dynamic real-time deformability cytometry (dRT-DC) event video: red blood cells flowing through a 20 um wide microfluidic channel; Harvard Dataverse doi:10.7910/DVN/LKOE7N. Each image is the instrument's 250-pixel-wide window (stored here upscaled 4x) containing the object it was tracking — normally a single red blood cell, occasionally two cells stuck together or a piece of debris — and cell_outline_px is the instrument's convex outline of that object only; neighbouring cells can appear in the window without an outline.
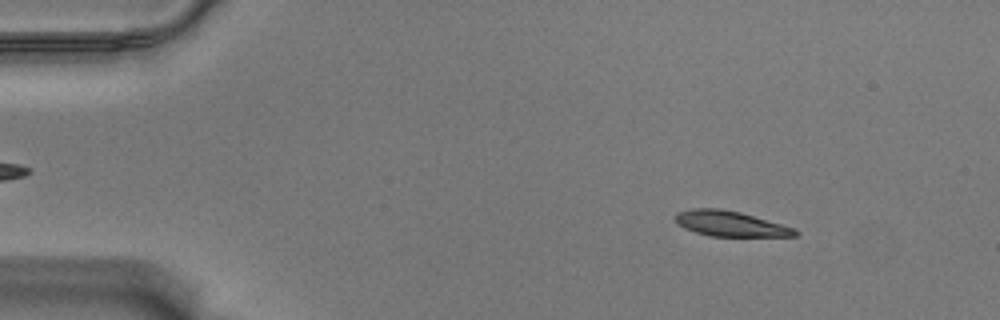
{"species": "Egyptian fruit bat (a non-hibernating species)", "species_latin": "Rousettus aegyptiacus", "temperature_condition": "warm", "stored_images_in_passage": 56, "camera_frame_rate_fps": 3000, "um_per_image_px": 0.085, "animal": {"sex": "male"}, "frame": {"image": 1, "passage_image": 7, "time_ms": 2.0, "image_size_px": [1000, 320], "cell_outline_px": [[800, 232], [796, 236], [708, 236], [684, 228], [676, 224], [676, 212], [692, 208], [720, 208], [740, 212], [796, 228]], "centroid_in_image_um": [62.07, 19.01], "position_along_channel_um": 22.9, "area_um2": 17.74}}
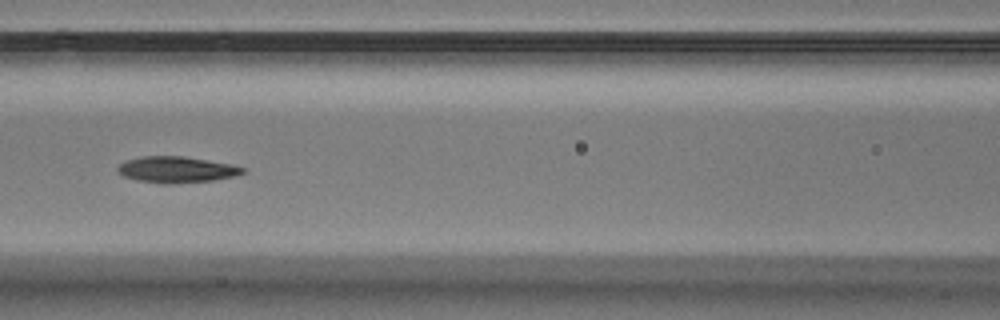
{"frame": {"image": 2, "passage_image": 25, "time_ms": 8.0, "image_size_px": [1000, 320], "cell_outline_px": [[248, 172], [236, 176], [212, 180], [172, 184], [164, 184], [136, 180], [124, 176], [116, 168], [120, 164], [128, 160], [140, 156], [184, 156], [232, 164], [244, 168]], "centroid_in_image_um": [15.04, 14.42], "position_along_channel_um": 151.6, "area_um2": 19.13}}
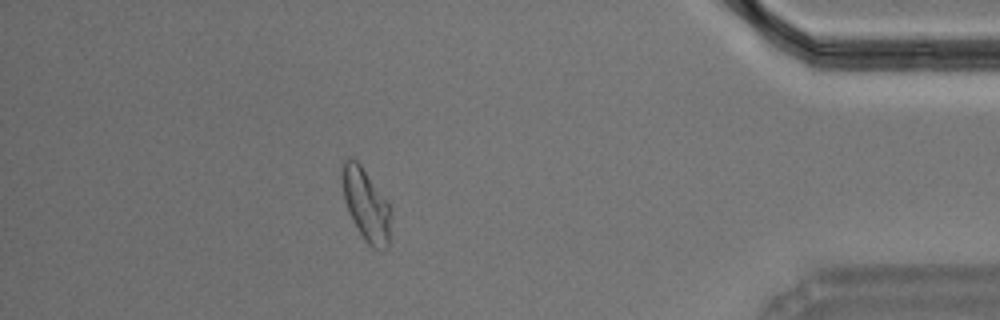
{"frame": {"image": 3, "passage_image": 50, "time_ms": 16.333, "image_size_px": [1000, 320], "cell_outline_px": [[392, 212], [388, 244], [380, 252], [372, 248], [364, 240], [352, 220], [344, 200], [340, 176], [340, 164], [348, 156], [356, 160], [360, 164], [388, 200], [392, 208]], "centroid_in_image_um": [31.11, 17.37], "position_along_channel_um": 404.1, "area_um2": 21.21}, "authors_computed_cell_mechanics": {"area_um2": 18.8139, "velocity_mm_per_s": 3.5322, "shape_relaxation_time_tau1_ms": 3.6173, "shape_relaxation_time_tau2_ms": 3.6914, "deformation_change_tau1": 0.1644, "deformation_change_tau2": 0.0889}}